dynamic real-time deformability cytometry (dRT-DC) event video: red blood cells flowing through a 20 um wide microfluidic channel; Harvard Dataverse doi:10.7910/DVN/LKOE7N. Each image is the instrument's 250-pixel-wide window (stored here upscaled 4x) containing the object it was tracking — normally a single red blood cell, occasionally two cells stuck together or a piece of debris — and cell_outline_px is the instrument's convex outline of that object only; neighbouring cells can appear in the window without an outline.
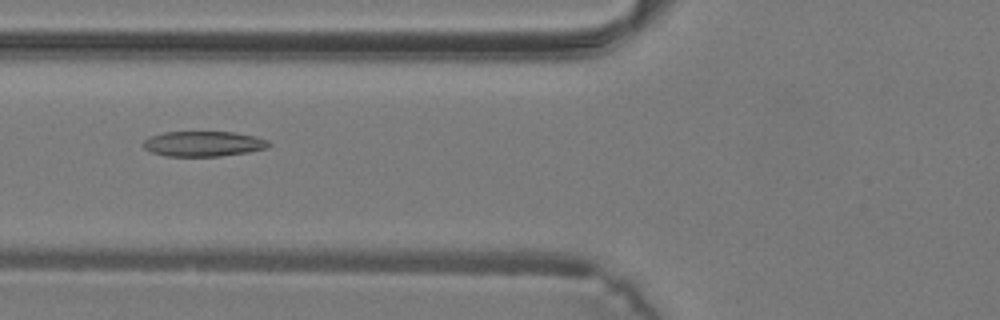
{"species": "common noctule bat (a hibernating species)", "species_latin": "Nyctalus noctula", "temperature_condition": "warm", "stored_images_in_passage": 41, "camera_frame_rate_fps": 3000, "um_per_image_px": 0.085, "animal": {"sex": "male", "body_mass_g": 19.2, "forearm_length_mm": 51.8}, "frame": {"image": 1, "passage_image": 17, "time_ms": 5.333, "image_size_px": [1000, 320], "cell_outline_px": [[272, 144], [268, 148], [248, 152], [220, 156], [164, 156], [152, 152], [144, 148], [144, 140], [152, 136], [164, 132], [232, 132], [256, 136], [268, 140]], "centroid_in_image_um": [17.33, 12.22], "position_along_channel_um": 108.5, "area_um2": 18.44}}
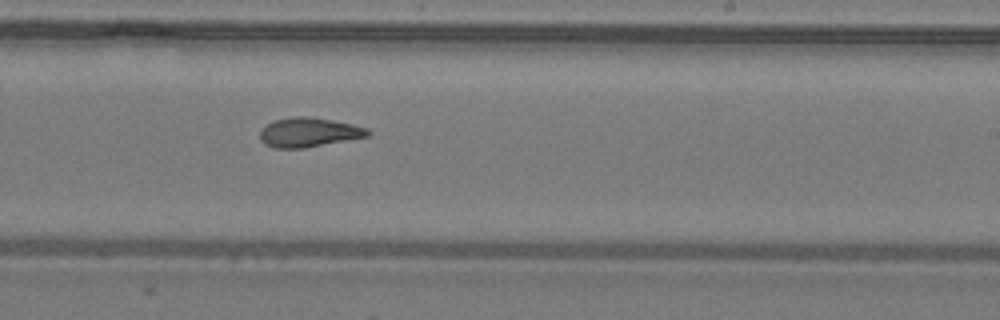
{"frame": {"image": 2, "passage_image": 26, "time_ms": 8.333, "image_size_px": [1000, 320], "cell_outline_px": [[372, 132], [368, 136], [304, 148], [276, 148], [264, 144], [260, 140], [260, 132], [268, 124], [276, 120], [292, 116], [308, 116], [332, 120], [352, 124], [368, 128]], "centroid_in_image_um": [26.26, 11.25], "position_along_channel_um": 262.7, "area_um2": 18.32}}
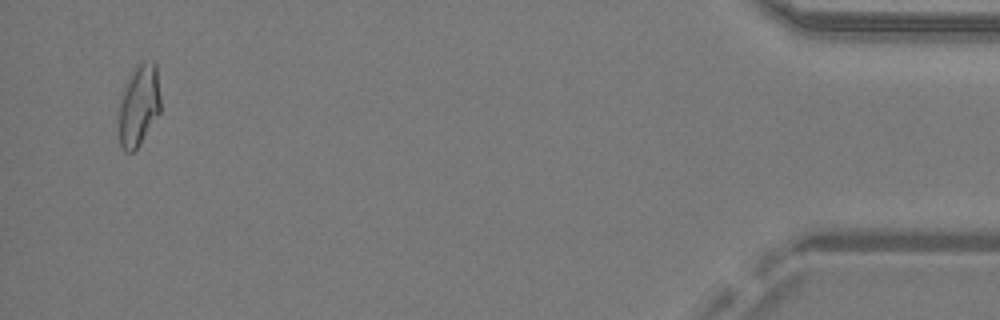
{"frame": {"image": 3, "passage_image": 40, "time_ms": 13.0, "image_size_px": [1000, 320], "cell_outline_px": [[160, 112], [140, 144], [132, 152], [124, 152], [120, 144], [120, 96], [136, 64], [140, 60], [156, 60], [160, 96]], "centroid_in_image_um": [11.83, 8.89], "position_along_channel_um": 423.4, "area_um2": 19.88}}